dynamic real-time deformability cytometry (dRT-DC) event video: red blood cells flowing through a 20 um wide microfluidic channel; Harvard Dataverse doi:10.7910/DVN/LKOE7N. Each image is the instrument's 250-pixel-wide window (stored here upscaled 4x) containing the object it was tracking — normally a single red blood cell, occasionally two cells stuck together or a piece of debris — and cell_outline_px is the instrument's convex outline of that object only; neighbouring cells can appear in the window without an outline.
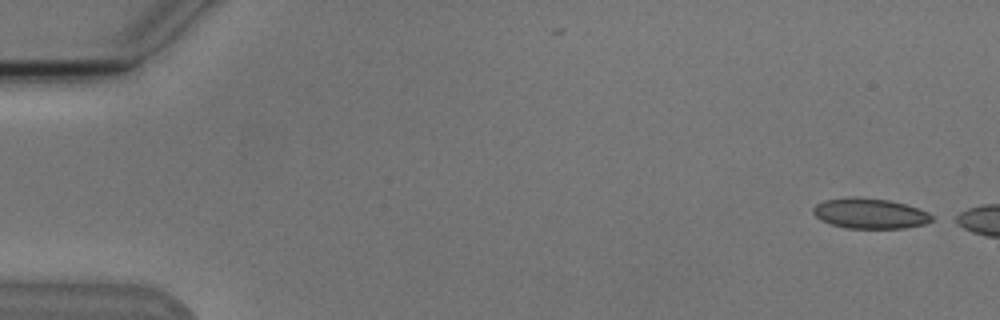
{"species": "Egyptian fruit bat (a non-hibernating species)", "species_latin": "Rousettus aegyptiacus", "temperature_condition": "cold", "stored_images_in_passage": 5, "camera_frame_rate_fps": 3000, "um_per_image_px": 0.085, "animal": {"sex": "male"}, "frame": {"image": 1, "passage_image": 1, "time_ms": 0.0, "image_size_px": [1000, 320], "cell_outline_px": [[932, 220], [924, 224], [904, 228], [844, 228], [820, 220], [812, 212], [812, 208], [816, 204], [824, 200], [848, 196], [856, 196], [888, 200], [904, 204], [928, 212], [932, 216]], "centroid_in_image_um": [73.88, 18.13], "position_along_channel_um": 11.1, "area_um2": 20.98}}